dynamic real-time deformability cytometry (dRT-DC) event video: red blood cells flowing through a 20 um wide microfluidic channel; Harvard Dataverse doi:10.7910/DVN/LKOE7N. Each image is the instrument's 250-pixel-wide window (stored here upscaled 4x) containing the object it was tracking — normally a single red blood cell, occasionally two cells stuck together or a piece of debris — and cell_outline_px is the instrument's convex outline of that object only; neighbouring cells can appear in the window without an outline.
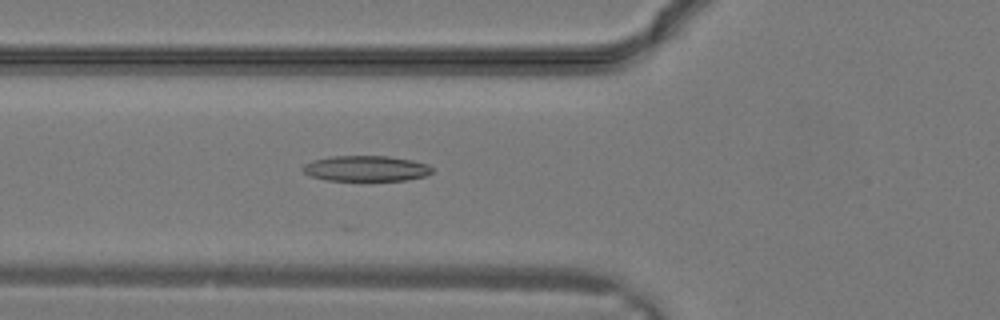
{"species": "common noctule bat (a hibernating species)", "species_latin": "Nyctalus noctula", "temperature_condition": "warm", "stored_images_in_passage": 10, "camera_frame_rate_fps": 3000, "um_per_image_px": 0.085, "animal": {"sex": "male", "body_mass_g": 19.2, "forearm_length_mm": 51.8}, "frame": {"image": 1, "passage_image": 3, "time_ms": 0.667, "image_size_px": [1000, 320], "cell_outline_px": [[432, 172], [424, 176], [404, 180], [328, 180], [308, 176], [300, 168], [304, 164], [312, 160], [332, 156], [388, 156], [412, 160], [428, 164], [432, 168]], "centroid_in_image_um": [31.07, 14.31], "position_along_channel_um": 94.7, "area_um2": 19.25}}
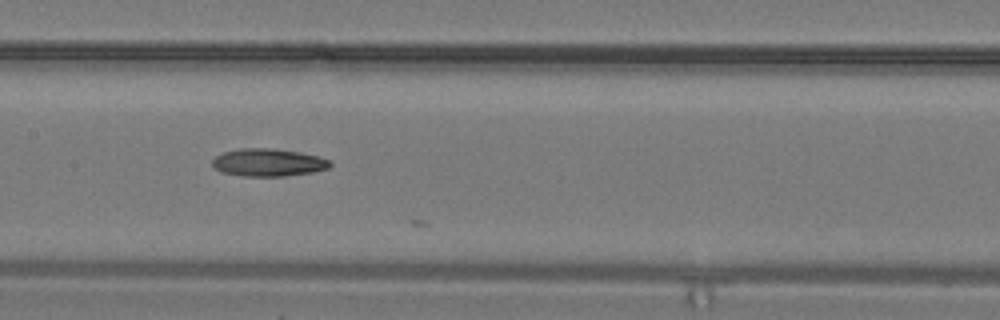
{"frame": {"image": 2, "passage_image": 7, "time_ms": 2.0, "image_size_px": [1000, 320], "cell_outline_px": [[332, 164], [328, 168], [312, 172], [284, 176], [244, 176], [220, 172], [212, 164], [212, 160], [216, 156], [224, 152], [240, 148], [272, 148], [296, 152], [316, 156], [332, 160]], "centroid_in_image_um": [22.79, 13.81], "position_along_channel_um": 184.6, "area_um2": 18.84}}
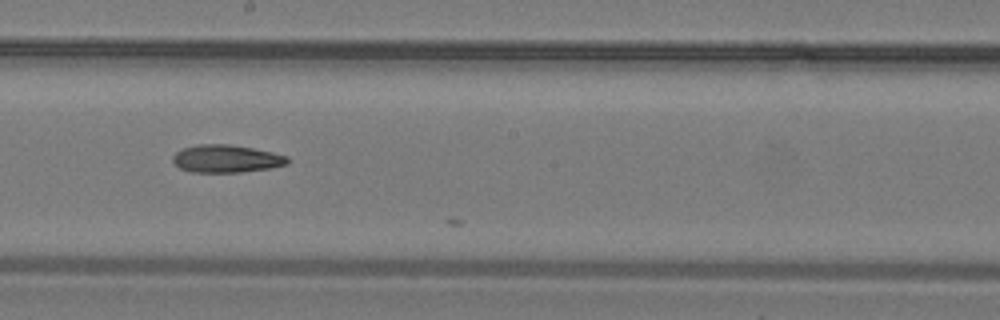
{"frame": {"image": 3, "passage_image": 9, "time_ms": 2.667, "image_size_px": [1000, 320], "cell_outline_px": [[288, 164], [268, 168], [240, 172], [192, 172], [180, 168], [172, 160], [172, 156], [176, 152], [184, 148], [200, 144], [228, 144], [252, 148], [272, 152], [288, 156]], "centroid_in_image_um": [19.23, 13.49], "position_along_channel_um": 229.0, "area_um2": 18.32}}